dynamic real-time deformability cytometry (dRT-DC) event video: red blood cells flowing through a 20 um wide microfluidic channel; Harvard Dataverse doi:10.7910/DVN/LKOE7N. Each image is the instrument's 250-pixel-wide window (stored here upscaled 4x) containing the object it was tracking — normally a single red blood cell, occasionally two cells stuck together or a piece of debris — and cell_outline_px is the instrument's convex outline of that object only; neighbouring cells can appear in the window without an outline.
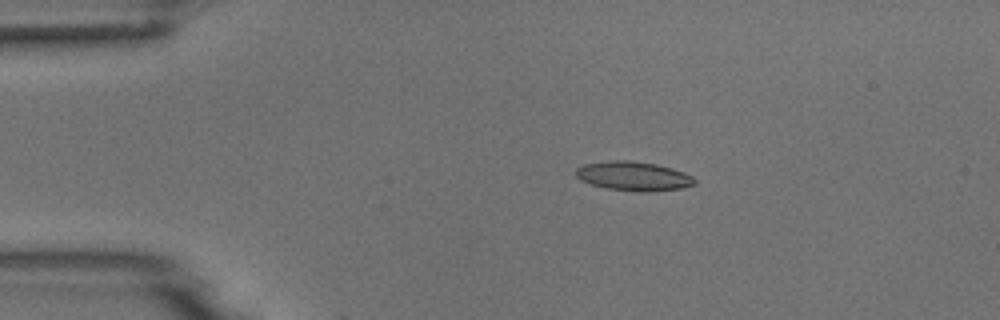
{"species": "common noctule bat (a hibernating species)", "species_latin": "Nyctalus noctula", "temperature_condition": "room temperature", "stored_images_in_passage": 5, "camera_frame_rate_fps": 3000, "um_per_image_px": 0.085, "animal": {"sex": "male", "body_mass_g": 18.8}, "frame": {"image": 1, "passage_image": 3, "time_ms": 3.0, "image_size_px": [1000, 320], "cell_outline_px": [[696, 184], [680, 188], [648, 192], [640, 192], [604, 188], [580, 180], [576, 176], [576, 168], [584, 164], [612, 160], [628, 160], [656, 164], [672, 168], [684, 172], [692, 176], [696, 180]], "centroid_in_image_um": [53.85, 14.97], "position_along_channel_um": 31.2, "area_um2": 20.23}}
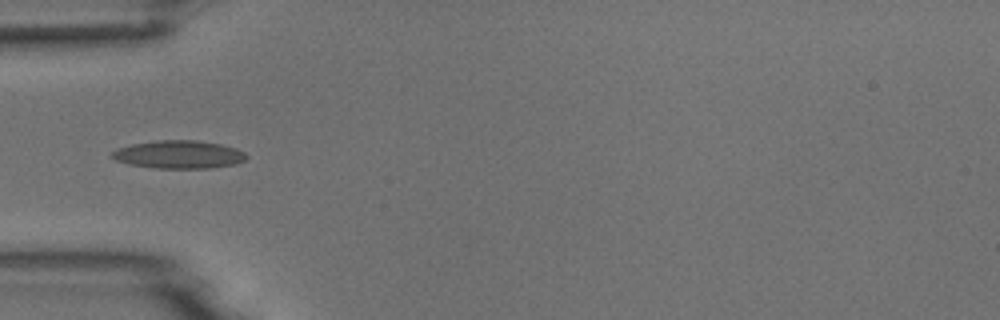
{"frame": {"image": 2, "passage_image": 5, "time_ms": 5.333, "image_size_px": [1000, 320], "cell_outline_px": [[248, 156], [244, 160], [236, 164], [212, 168], [152, 168], [128, 164], [116, 160], [108, 156], [116, 148], [132, 144], [156, 140], [196, 140], [220, 144], [236, 148], [244, 152]], "centroid_in_image_um": [15.17, 13.13], "position_along_channel_um": 69.8, "area_um2": 22.14}}